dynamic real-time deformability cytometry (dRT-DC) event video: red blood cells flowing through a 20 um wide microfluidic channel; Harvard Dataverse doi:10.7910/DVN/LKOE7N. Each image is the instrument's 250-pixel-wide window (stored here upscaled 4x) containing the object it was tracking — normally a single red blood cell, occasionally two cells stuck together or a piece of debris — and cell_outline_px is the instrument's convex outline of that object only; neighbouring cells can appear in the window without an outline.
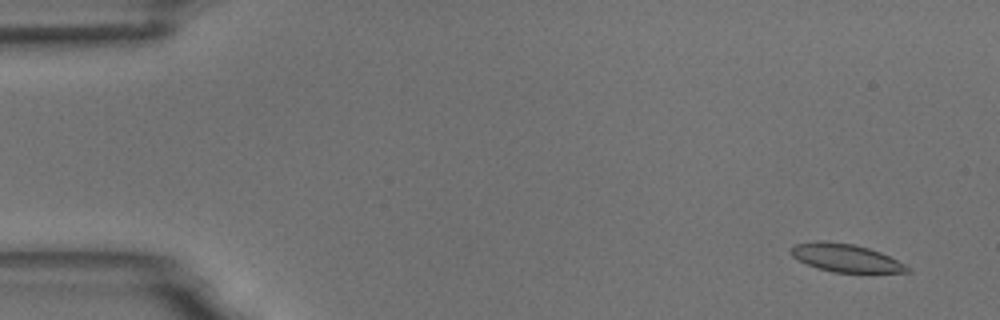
{"species": "common noctule bat (a hibernating species)", "species_latin": "Nyctalus noctula", "temperature_condition": "room temperature", "stored_images_in_passage": 8, "camera_frame_rate_fps": 3000, "um_per_image_px": 0.085, "animal": {"sex": "male", "body_mass_g": 18.8}, "frame": {"image": 1, "passage_image": 1, "time_ms": 0.0, "image_size_px": [1000, 320], "cell_outline_px": [[912, 272], [832, 272], [816, 268], [792, 256], [788, 252], [792, 244], [820, 240], [824, 240], [856, 244], [880, 252], [904, 264]], "centroid_in_image_um": [71.8, 21.9], "position_along_channel_um": 13.2, "area_um2": 18.96}}